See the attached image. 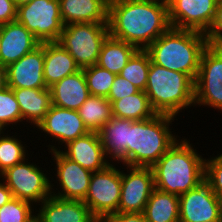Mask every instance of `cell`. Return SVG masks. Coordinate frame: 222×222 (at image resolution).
<instances>
[{
    "mask_svg": "<svg viewBox=\"0 0 222 222\" xmlns=\"http://www.w3.org/2000/svg\"><path fill=\"white\" fill-rule=\"evenodd\" d=\"M171 27L168 3L114 0L108 4L109 35L145 50Z\"/></svg>",
    "mask_w": 222,
    "mask_h": 222,
    "instance_id": "obj_1",
    "label": "cell"
},
{
    "mask_svg": "<svg viewBox=\"0 0 222 222\" xmlns=\"http://www.w3.org/2000/svg\"><path fill=\"white\" fill-rule=\"evenodd\" d=\"M182 139L179 138L151 167L155 188L178 196L205 180L206 158L198 154L190 140Z\"/></svg>",
    "mask_w": 222,
    "mask_h": 222,
    "instance_id": "obj_2",
    "label": "cell"
},
{
    "mask_svg": "<svg viewBox=\"0 0 222 222\" xmlns=\"http://www.w3.org/2000/svg\"><path fill=\"white\" fill-rule=\"evenodd\" d=\"M208 45L202 32L170 27L145 50L153 63L183 72L195 82L202 53Z\"/></svg>",
    "mask_w": 222,
    "mask_h": 222,
    "instance_id": "obj_3",
    "label": "cell"
},
{
    "mask_svg": "<svg viewBox=\"0 0 222 222\" xmlns=\"http://www.w3.org/2000/svg\"><path fill=\"white\" fill-rule=\"evenodd\" d=\"M173 116L156 114L154 117L133 121L127 144V166L152 167L178 140L170 131Z\"/></svg>",
    "mask_w": 222,
    "mask_h": 222,
    "instance_id": "obj_4",
    "label": "cell"
},
{
    "mask_svg": "<svg viewBox=\"0 0 222 222\" xmlns=\"http://www.w3.org/2000/svg\"><path fill=\"white\" fill-rule=\"evenodd\" d=\"M145 93L157 114L177 117L194 104V81L185 73L150 61Z\"/></svg>",
    "mask_w": 222,
    "mask_h": 222,
    "instance_id": "obj_5",
    "label": "cell"
},
{
    "mask_svg": "<svg viewBox=\"0 0 222 222\" xmlns=\"http://www.w3.org/2000/svg\"><path fill=\"white\" fill-rule=\"evenodd\" d=\"M108 35V23H74L64 25L58 42L82 69L97 64L101 46Z\"/></svg>",
    "mask_w": 222,
    "mask_h": 222,
    "instance_id": "obj_6",
    "label": "cell"
},
{
    "mask_svg": "<svg viewBox=\"0 0 222 222\" xmlns=\"http://www.w3.org/2000/svg\"><path fill=\"white\" fill-rule=\"evenodd\" d=\"M16 21L24 25L40 42H58L64 24L59 0H32L17 7Z\"/></svg>",
    "mask_w": 222,
    "mask_h": 222,
    "instance_id": "obj_7",
    "label": "cell"
},
{
    "mask_svg": "<svg viewBox=\"0 0 222 222\" xmlns=\"http://www.w3.org/2000/svg\"><path fill=\"white\" fill-rule=\"evenodd\" d=\"M109 164L106 168L95 171L90 178L87 195L83 202L96 219L105 220L118 213L121 195V169Z\"/></svg>",
    "mask_w": 222,
    "mask_h": 222,
    "instance_id": "obj_8",
    "label": "cell"
},
{
    "mask_svg": "<svg viewBox=\"0 0 222 222\" xmlns=\"http://www.w3.org/2000/svg\"><path fill=\"white\" fill-rule=\"evenodd\" d=\"M29 157L8 168L0 175L12 196L31 202L33 205L42 203L51 196V182L47 173L36 165L28 162ZM28 162V163H27Z\"/></svg>",
    "mask_w": 222,
    "mask_h": 222,
    "instance_id": "obj_9",
    "label": "cell"
},
{
    "mask_svg": "<svg viewBox=\"0 0 222 222\" xmlns=\"http://www.w3.org/2000/svg\"><path fill=\"white\" fill-rule=\"evenodd\" d=\"M194 104L222 112V48L208 45L203 51L194 82Z\"/></svg>",
    "mask_w": 222,
    "mask_h": 222,
    "instance_id": "obj_10",
    "label": "cell"
},
{
    "mask_svg": "<svg viewBox=\"0 0 222 222\" xmlns=\"http://www.w3.org/2000/svg\"><path fill=\"white\" fill-rule=\"evenodd\" d=\"M50 146V147H49ZM49 153L54 155L52 160L56 170V178H58L61 190L54 192V185L51 183V195L64 200H80L83 201L87 195L92 171L83 168L78 163L70 160L54 145H48ZM53 189V190H52Z\"/></svg>",
    "mask_w": 222,
    "mask_h": 222,
    "instance_id": "obj_11",
    "label": "cell"
},
{
    "mask_svg": "<svg viewBox=\"0 0 222 222\" xmlns=\"http://www.w3.org/2000/svg\"><path fill=\"white\" fill-rule=\"evenodd\" d=\"M121 170V195L118 213H143L155 189L151 167L127 166Z\"/></svg>",
    "mask_w": 222,
    "mask_h": 222,
    "instance_id": "obj_12",
    "label": "cell"
},
{
    "mask_svg": "<svg viewBox=\"0 0 222 222\" xmlns=\"http://www.w3.org/2000/svg\"><path fill=\"white\" fill-rule=\"evenodd\" d=\"M179 222L222 220V201L204 180L179 196Z\"/></svg>",
    "mask_w": 222,
    "mask_h": 222,
    "instance_id": "obj_13",
    "label": "cell"
},
{
    "mask_svg": "<svg viewBox=\"0 0 222 222\" xmlns=\"http://www.w3.org/2000/svg\"><path fill=\"white\" fill-rule=\"evenodd\" d=\"M219 0H170L171 27L205 33L214 18Z\"/></svg>",
    "mask_w": 222,
    "mask_h": 222,
    "instance_id": "obj_14",
    "label": "cell"
},
{
    "mask_svg": "<svg viewBox=\"0 0 222 222\" xmlns=\"http://www.w3.org/2000/svg\"><path fill=\"white\" fill-rule=\"evenodd\" d=\"M36 127L39 131L42 130L41 133L50 135L53 140L55 138L58 145L61 143L64 146L90 132L78 111L54 105H51L44 119Z\"/></svg>",
    "mask_w": 222,
    "mask_h": 222,
    "instance_id": "obj_15",
    "label": "cell"
},
{
    "mask_svg": "<svg viewBox=\"0 0 222 222\" xmlns=\"http://www.w3.org/2000/svg\"><path fill=\"white\" fill-rule=\"evenodd\" d=\"M44 43L6 67L10 88H48L44 75Z\"/></svg>",
    "mask_w": 222,
    "mask_h": 222,
    "instance_id": "obj_16",
    "label": "cell"
},
{
    "mask_svg": "<svg viewBox=\"0 0 222 222\" xmlns=\"http://www.w3.org/2000/svg\"><path fill=\"white\" fill-rule=\"evenodd\" d=\"M40 42L17 21L1 25L0 63L7 67L32 52Z\"/></svg>",
    "mask_w": 222,
    "mask_h": 222,
    "instance_id": "obj_17",
    "label": "cell"
},
{
    "mask_svg": "<svg viewBox=\"0 0 222 222\" xmlns=\"http://www.w3.org/2000/svg\"><path fill=\"white\" fill-rule=\"evenodd\" d=\"M61 152L70 160L92 172L106 168L111 162L107 158L98 132L70 141Z\"/></svg>",
    "mask_w": 222,
    "mask_h": 222,
    "instance_id": "obj_18",
    "label": "cell"
},
{
    "mask_svg": "<svg viewBox=\"0 0 222 222\" xmlns=\"http://www.w3.org/2000/svg\"><path fill=\"white\" fill-rule=\"evenodd\" d=\"M40 205L36 215L40 222H94L88 206L80 200H64L51 195ZM42 205V206H41Z\"/></svg>",
    "mask_w": 222,
    "mask_h": 222,
    "instance_id": "obj_19",
    "label": "cell"
},
{
    "mask_svg": "<svg viewBox=\"0 0 222 222\" xmlns=\"http://www.w3.org/2000/svg\"><path fill=\"white\" fill-rule=\"evenodd\" d=\"M133 120L113 116L99 131L107 158L127 166V144Z\"/></svg>",
    "mask_w": 222,
    "mask_h": 222,
    "instance_id": "obj_20",
    "label": "cell"
},
{
    "mask_svg": "<svg viewBox=\"0 0 222 222\" xmlns=\"http://www.w3.org/2000/svg\"><path fill=\"white\" fill-rule=\"evenodd\" d=\"M52 105L78 110L90 96L83 69L49 87Z\"/></svg>",
    "mask_w": 222,
    "mask_h": 222,
    "instance_id": "obj_21",
    "label": "cell"
},
{
    "mask_svg": "<svg viewBox=\"0 0 222 222\" xmlns=\"http://www.w3.org/2000/svg\"><path fill=\"white\" fill-rule=\"evenodd\" d=\"M106 0H59L64 25L74 23H108Z\"/></svg>",
    "mask_w": 222,
    "mask_h": 222,
    "instance_id": "obj_22",
    "label": "cell"
},
{
    "mask_svg": "<svg viewBox=\"0 0 222 222\" xmlns=\"http://www.w3.org/2000/svg\"><path fill=\"white\" fill-rule=\"evenodd\" d=\"M79 70L74 58L59 42L44 43L43 75L48 88Z\"/></svg>",
    "mask_w": 222,
    "mask_h": 222,
    "instance_id": "obj_23",
    "label": "cell"
},
{
    "mask_svg": "<svg viewBox=\"0 0 222 222\" xmlns=\"http://www.w3.org/2000/svg\"><path fill=\"white\" fill-rule=\"evenodd\" d=\"M20 106L22 119L35 127L48 113L52 101L49 88H11Z\"/></svg>",
    "mask_w": 222,
    "mask_h": 222,
    "instance_id": "obj_24",
    "label": "cell"
},
{
    "mask_svg": "<svg viewBox=\"0 0 222 222\" xmlns=\"http://www.w3.org/2000/svg\"><path fill=\"white\" fill-rule=\"evenodd\" d=\"M179 196L154 189L143 214L147 222H179Z\"/></svg>",
    "mask_w": 222,
    "mask_h": 222,
    "instance_id": "obj_25",
    "label": "cell"
},
{
    "mask_svg": "<svg viewBox=\"0 0 222 222\" xmlns=\"http://www.w3.org/2000/svg\"><path fill=\"white\" fill-rule=\"evenodd\" d=\"M137 50L134 45L108 35L101 46L97 65L118 75Z\"/></svg>",
    "mask_w": 222,
    "mask_h": 222,
    "instance_id": "obj_26",
    "label": "cell"
},
{
    "mask_svg": "<svg viewBox=\"0 0 222 222\" xmlns=\"http://www.w3.org/2000/svg\"><path fill=\"white\" fill-rule=\"evenodd\" d=\"M112 116L131 119L133 121L149 119L157 113L153 110L145 91L126 96L120 100L109 101Z\"/></svg>",
    "mask_w": 222,
    "mask_h": 222,
    "instance_id": "obj_27",
    "label": "cell"
},
{
    "mask_svg": "<svg viewBox=\"0 0 222 222\" xmlns=\"http://www.w3.org/2000/svg\"><path fill=\"white\" fill-rule=\"evenodd\" d=\"M77 111L90 132H98L113 117L106 97L90 95Z\"/></svg>",
    "mask_w": 222,
    "mask_h": 222,
    "instance_id": "obj_28",
    "label": "cell"
},
{
    "mask_svg": "<svg viewBox=\"0 0 222 222\" xmlns=\"http://www.w3.org/2000/svg\"><path fill=\"white\" fill-rule=\"evenodd\" d=\"M150 61L146 50H137L118 75L130 81L140 91H145Z\"/></svg>",
    "mask_w": 222,
    "mask_h": 222,
    "instance_id": "obj_29",
    "label": "cell"
},
{
    "mask_svg": "<svg viewBox=\"0 0 222 222\" xmlns=\"http://www.w3.org/2000/svg\"><path fill=\"white\" fill-rule=\"evenodd\" d=\"M10 135L8 131H0V175L8 168L24 161L28 155L22 141Z\"/></svg>",
    "mask_w": 222,
    "mask_h": 222,
    "instance_id": "obj_30",
    "label": "cell"
},
{
    "mask_svg": "<svg viewBox=\"0 0 222 222\" xmlns=\"http://www.w3.org/2000/svg\"><path fill=\"white\" fill-rule=\"evenodd\" d=\"M82 69L90 95L107 98L116 74L97 64Z\"/></svg>",
    "mask_w": 222,
    "mask_h": 222,
    "instance_id": "obj_31",
    "label": "cell"
},
{
    "mask_svg": "<svg viewBox=\"0 0 222 222\" xmlns=\"http://www.w3.org/2000/svg\"><path fill=\"white\" fill-rule=\"evenodd\" d=\"M20 122H23L20 106L13 89L7 86L0 90V131H5L10 124L13 126Z\"/></svg>",
    "mask_w": 222,
    "mask_h": 222,
    "instance_id": "obj_32",
    "label": "cell"
},
{
    "mask_svg": "<svg viewBox=\"0 0 222 222\" xmlns=\"http://www.w3.org/2000/svg\"><path fill=\"white\" fill-rule=\"evenodd\" d=\"M32 206L31 202L13 197L0 207V222H28L35 215Z\"/></svg>",
    "mask_w": 222,
    "mask_h": 222,
    "instance_id": "obj_33",
    "label": "cell"
},
{
    "mask_svg": "<svg viewBox=\"0 0 222 222\" xmlns=\"http://www.w3.org/2000/svg\"><path fill=\"white\" fill-rule=\"evenodd\" d=\"M205 159V181L222 201V154Z\"/></svg>",
    "mask_w": 222,
    "mask_h": 222,
    "instance_id": "obj_34",
    "label": "cell"
},
{
    "mask_svg": "<svg viewBox=\"0 0 222 222\" xmlns=\"http://www.w3.org/2000/svg\"><path fill=\"white\" fill-rule=\"evenodd\" d=\"M204 34L209 45L222 48V0L218 1L213 21Z\"/></svg>",
    "mask_w": 222,
    "mask_h": 222,
    "instance_id": "obj_35",
    "label": "cell"
},
{
    "mask_svg": "<svg viewBox=\"0 0 222 222\" xmlns=\"http://www.w3.org/2000/svg\"><path fill=\"white\" fill-rule=\"evenodd\" d=\"M139 91L130 81L120 75H116L107 99L109 101L120 100Z\"/></svg>",
    "mask_w": 222,
    "mask_h": 222,
    "instance_id": "obj_36",
    "label": "cell"
},
{
    "mask_svg": "<svg viewBox=\"0 0 222 222\" xmlns=\"http://www.w3.org/2000/svg\"><path fill=\"white\" fill-rule=\"evenodd\" d=\"M17 6L14 0H0V25L16 21Z\"/></svg>",
    "mask_w": 222,
    "mask_h": 222,
    "instance_id": "obj_37",
    "label": "cell"
},
{
    "mask_svg": "<svg viewBox=\"0 0 222 222\" xmlns=\"http://www.w3.org/2000/svg\"><path fill=\"white\" fill-rule=\"evenodd\" d=\"M106 222H147L143 213H115L105 219Z\"/></svg>",
    "mask_w": 222,
    "mask_h": 222,
    "instance_id": "obj_38",
    "label": "cell"
},
{
    "mask_svg": "<svg viewBox=\"0 0 222 222\" xmlns=\"http://www.w3.org/2000/svg\"><path fill=\"white\" fill-rule=\"evenodd\" d=\"M0 181V207L8 203L12 198V193L10 189L6 186V183L3 179Z\"/></svg>",
    "mask_w": 222,
    "mask_h": 222,
    "instance_id": "obj_39",
    "label": "cell"
},
{
    "mask_svg": "<svg viewBox=\"0 0 222 222\" xmlns=\"http://www.w3.org/2000/svg\"><path fill=\"white\" fill-rule=\"evenodd\" d=\"M7 87L6 67L0 63V90Z\"/></svg>",
    "mask_w": 222,
    "mask_h": 222,
    "instance_id": "obj_40",
    "label": "cell"
},
{
    "mask_svg": "<svg viewBox=\"0 0 222 222\" xmlns=\"http://www.w3.org/2000/svg\"><path fill=\"white\" fill-rule=\"evenodd\" d=\"M32 0H14L16 6H20V5H23V4H26L28 2H31Z\"/></svg>",
    "mask_w": 222,
    "mask_h": 222,
    "instance_id": "obj_41",
    "label": "cell"
},
{
    "mask_svg": "<svg viewBox=\"0 0 222 222\" xmlns=\"http://www.w3.org/2000/svg\"><path fill=\"white\" fill-rule=\"evenodd\" d=\"M37 211L38 210L35 211V215L28 222H40L38 216L36 215Z\"/></svg>",
    "mask_w": 222,
    "mask_h": 222,
    "instance_id": "obj_42",
    "label": "cell"
},
{
    "mask_svg": "<svg viewBox=\"0 0 222 222\" xmlns=\"http://www.w3.org/2000/svg\"><path fill=\"white\" fill-rule=\"evenodd\" d=\"M206 222H222V220H211V221H206Z\"/></svg>",
    "mask_w": 222,
    "mask_h": 222,
    "instance_id": "obj_43",
    "label": "cell"
},
{
    "mask_svg": "<svg viewBox=\"0 0 222 222\" xmlns=\"http://www.w3.org/2000/svg\"><path fill=\"white\" fill-rule=\"evenodd\" d=\"M94 222H106L105 220H100V219H97L96 221Z\"/></svg>",
    "mask_w": 222,
    "mask_h": 222,
    "instance_id": "obj_44",
    "label": "cell"
},
{
    "mask_svg": "<svg viewBox=\"0 0 222 222\" xmlns=\"http://www.w3.org/2000/svg\"><path fill=\"white\" fill-rule=\"evenodd\" d=\"M159 1H162V2L168 3L170 0H159Z\"/></svg>",
    "mask_w": 222,
    "mask_h": 222,
    "instance_id": "obj_45",
    "label": "cell"
}]
</instances>
